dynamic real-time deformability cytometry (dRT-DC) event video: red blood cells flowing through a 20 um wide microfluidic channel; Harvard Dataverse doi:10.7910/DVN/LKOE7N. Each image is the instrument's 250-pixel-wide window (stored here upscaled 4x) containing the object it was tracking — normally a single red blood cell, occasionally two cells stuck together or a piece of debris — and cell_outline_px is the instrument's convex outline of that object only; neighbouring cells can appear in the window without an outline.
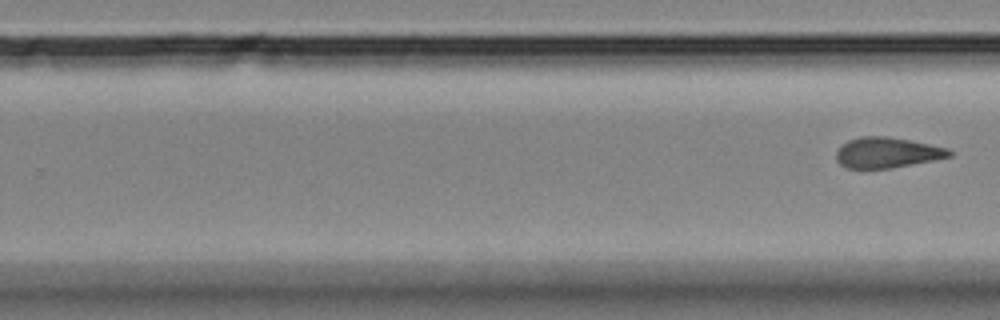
{"species": "Egyptian fruit bat (a non-hibernating species)", "species_latin": "Rousettus aegyptiacus", "temperature_condition": "room temperature", "stored_images_in_passage": 7, "segment_of_instrument_passage": [2, 2], "camera_frame_rate_fps": 3000, "um_per_image_px": 0.085, "animal": {"sex": "female"}, "frame": {"image": 1, "passage_image": 7, "time_ms": 7.667, "image_size_px": [1000, 320], "cell_outline_px": [[952, 156], [892, 168], [848, 168], [840, 164], [836, 160], [836, 152], [848, 140], [860, 136], [884, 136], [908, 140], [948, 148], [952, 152]], "centroid_in_image_um": [75.39, 12.97], "position_along_channel_um": 254.4, "area_um2": 19.83}}